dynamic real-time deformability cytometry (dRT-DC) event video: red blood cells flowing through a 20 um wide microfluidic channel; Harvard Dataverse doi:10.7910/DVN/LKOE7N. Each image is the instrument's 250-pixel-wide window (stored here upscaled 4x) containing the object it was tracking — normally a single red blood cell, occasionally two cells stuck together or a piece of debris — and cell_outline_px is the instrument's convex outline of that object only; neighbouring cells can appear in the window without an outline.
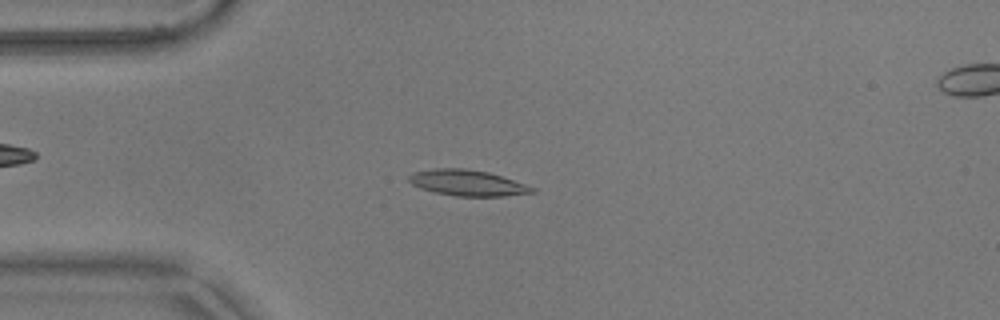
{"species": "common noctule bat (a hibernating species)", "species_latin": "Nyctalus noctula", "temperature_condition": "warm", "stored_images_in_passage": 11, "camera_frame_rate_fps": 3000, "um_per_image_px": 0.085, "animal": {"sex": "male", "body_mass_g": 17.9}, "frame": {"image": 1, "passage_image": 3, "time_ms": 0.667, "image_size_px": [1000, 320], "cell_outline_px": [[536, 192], [504, 196], [456, 196], [436, 192], [420, 188], [412, 184], [408, 180], [408, 176], [412, 172], [432, 168], [464, 168], [488, 172], [536, 188]], "centroid_in_image_um": [39.69, 15.54], "position_along_channel_um": 45.3, "area_um2": 18.5}}